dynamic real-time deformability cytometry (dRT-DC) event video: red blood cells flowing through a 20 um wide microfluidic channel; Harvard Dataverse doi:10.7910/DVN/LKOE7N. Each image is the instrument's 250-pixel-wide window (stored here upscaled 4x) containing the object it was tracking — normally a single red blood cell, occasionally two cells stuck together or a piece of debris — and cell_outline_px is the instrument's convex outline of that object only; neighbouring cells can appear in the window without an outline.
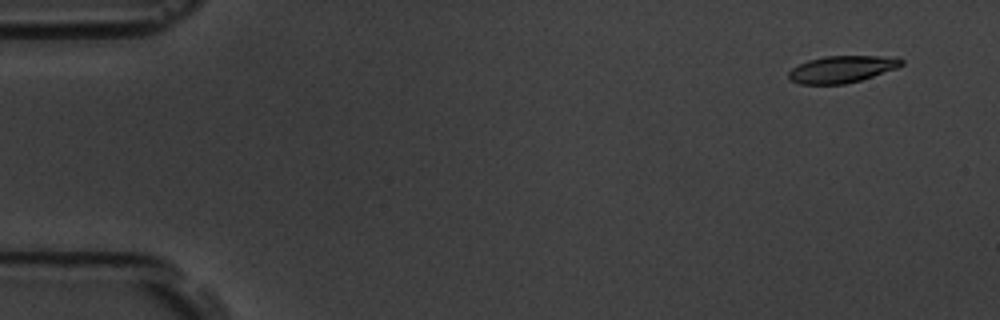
{"species": "common noctule bat (a hibernating species)", "species_latin": "Nyctalus noctula", "temperature_condition": "room temperature", "stored_images_in_passage": 4, "camera_frame_rate_fps": 3000, "um_per_image_px": 0.085, "animal": {"sex": "male", "body_mass_g": 19.5, "forearm_length_mm": 54.6}, "frame": {"image": 1, "passage_image": 1, "time_ms": 0.0, "image_size_px": [1000, 320], "cell_outline_px": [[904, 64], [896, 68], [860, 80], [844, 84], [800, 84], [788, 80], [788, 72], [792, 68], [808, 60], [824, 56], [880, 56], [904, 60]], "centroid_in_image_um": [71.5, 5.89], "position_along_channel_um": 13.5, "area_um2": 17.51}}
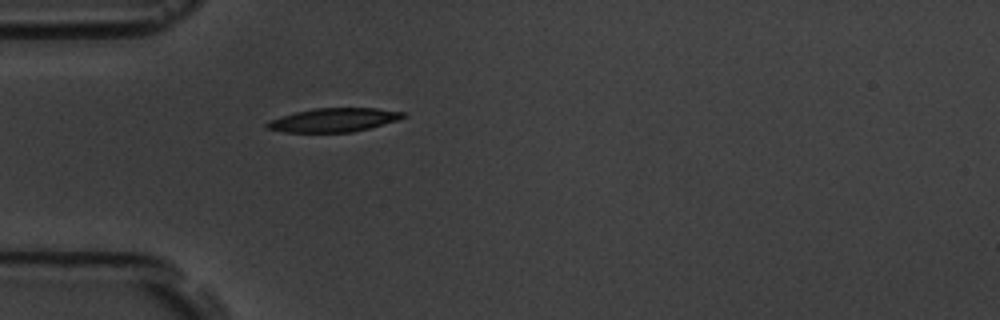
{"frame": {"image": 2, "passage_image": 4, "time_ms": 4.333, "image_size_px": [1000, 320], "cell_outline_px": [[404, 116], [396, 120], [368, 128], [352, 132], [284, 132], [264, 128], [264, 124], [268, 120], [280, 116], [312, 108], [376, 108], [404, 112]], "centroid_in_image_um": [28.26, 10.2], "position_along_channel_um": 56.7, "area_um2": 18.73}}